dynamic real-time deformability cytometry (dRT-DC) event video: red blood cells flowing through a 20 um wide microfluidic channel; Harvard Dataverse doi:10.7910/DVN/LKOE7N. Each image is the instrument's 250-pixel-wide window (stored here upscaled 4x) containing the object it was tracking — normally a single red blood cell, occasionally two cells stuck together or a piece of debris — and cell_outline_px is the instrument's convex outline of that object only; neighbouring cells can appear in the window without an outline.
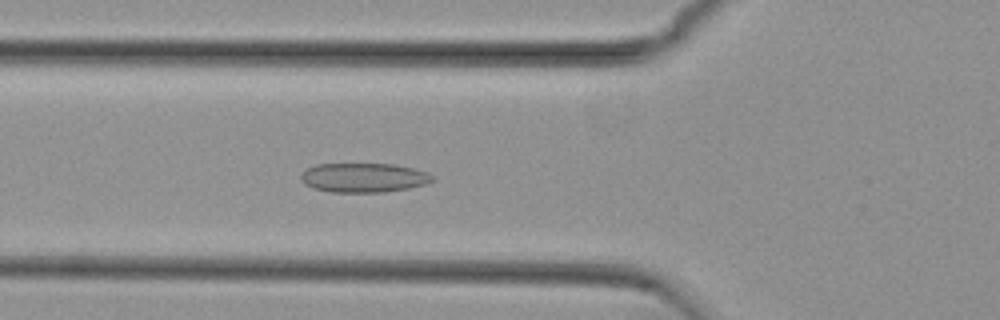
{"species": "common noctule bat (a hibernating species)", "species_latin": "Nyctalus noctula", "temperature_condition": "cold", "stored_images_in_passage": 42, "camera_frame_rate_fps": 3000, "um_per_image_px": 0.085, "animal": {"sex": "female", "body_mass_g": 29.2, "forearm_length_mm": 56.3}, "frame": {"image": 1, "passage_image": 7, "time_ms": 2.0, "image_size_px": [1000, 320], "cell_outline_px": [[436, 180], [428, 184], [408, 188], [384, 192], [328, 192], [312, 188], [304, 184], [300, 180], [300, 176], [308, 168], [316, 164], [396, 164], [428, 172], [436, 176]], "centroid_in_image_um": [30.96, 15.1], "position_along_channel_um": 94.8, "area_um2": 22.77}}
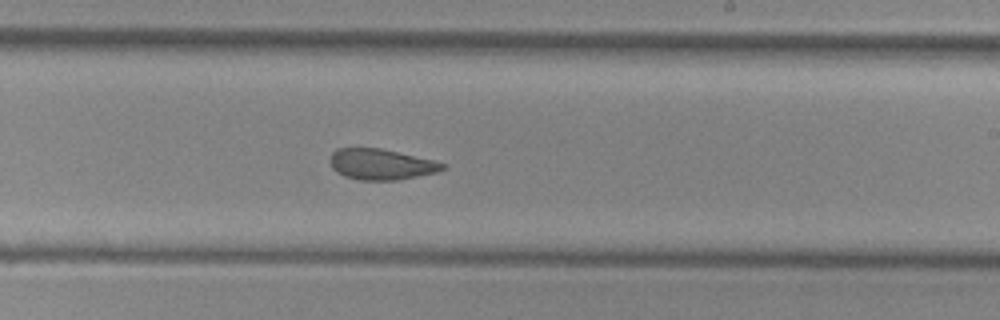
{"frame": {"image": 2, "passage_image": 20, "time_ms": 6.333, "image_size_px": [1000, 320], "cell_outline_px": [[448, 168], [436, 172], [400, 180], [360, 180], [344, 176], [336, 172], [332, 168], [328, 160], [332, 152], [336, 148], [380, 148], [432, 160], [448, 164]], "centroid_in_image_um": [32.38, 13.97], "position_along_channel_um": 256.6, "area_um2": 20.35}}
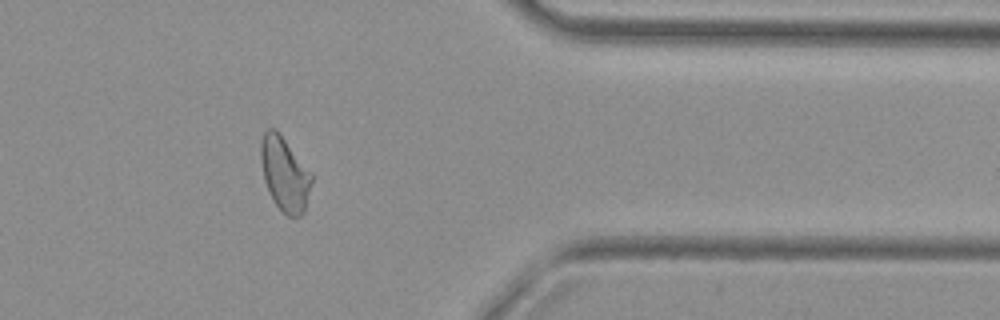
{"frame": {"image": 3, "passage_image": 32, "time_ms": 10.333, "image_size_px": [1000, 320], "cell_outline_px": [[312, 180], [304, 212], [300, 216], [288, 216], [276, 204], [264, 180], [260, 160], [260, 144], [264, 132], [268, 128], [276, 128], [312, 172]], "centroid_in_image_um": [24.2, 14.73], "position_along_channel_um": 387.2, "area_um2": 21.85}, "authors_computed_cell_mechanics": {"area_um2": 21.675, "velocity_mm_per_s": 3.7291, "shape_relaxation_time_tau1_ms": null, "shape_relaxation_time_tau2_ms": 2.117, "deformation_change_tau1": null, "deformation_change_tau2": 0.0809}}